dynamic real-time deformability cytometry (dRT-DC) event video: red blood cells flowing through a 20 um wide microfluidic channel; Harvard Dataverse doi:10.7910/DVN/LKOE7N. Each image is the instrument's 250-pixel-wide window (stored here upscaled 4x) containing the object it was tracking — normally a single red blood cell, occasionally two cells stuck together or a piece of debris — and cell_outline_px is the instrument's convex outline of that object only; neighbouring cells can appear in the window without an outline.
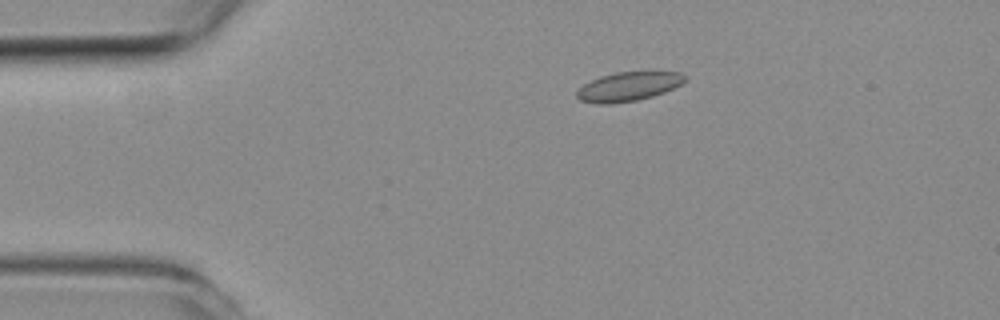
{"species": "common noctule bat (a hibernating species)", "species_latin": "Nyctalus noctula", "temperature_condition": "room temperature", "stored_images_in_passage": 53, "camera_frame_rate_fps": 3000, "um_per_image_px": 0.085, "animal": {"sex": "female", "body_mass_g": 19.3, "forearm_length_mm": 54.1}, "frame": {"image": 1, "passage_image": 11, "time_ms": 3.333, "image_size_px": [1000, 320], "cell_outline_px": [[684, 80], [680, 84], [664, 92], [652, 96], [636, 100], [608, 104], [600, 104], [580, 100], [576, 96], [576, 92], [584, 84], [600, 76], [616, 72], [680, 72], [684, 76]], "centroid_in_image_um": [53.37, 7.36], "position_along_channel_um": 31.6, "area_um2": 17.92}}
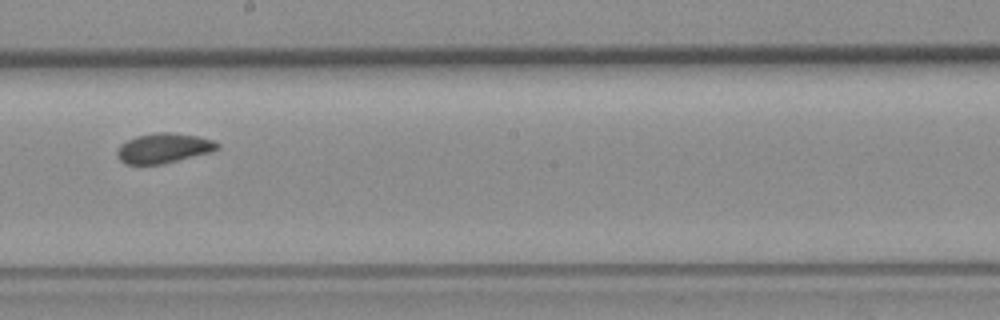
{"frame": {"image": 2, "passage_image": 30, "time_ms": 9.667, "image_size_px": [1000, 320], "cell_outline_px": [[220, 148], [208, 152], [164, 164], [128, 164], [120, 160], [116, 152], [120, 144], [136, 136], [156, 132], [172, 132], [196, 136], [212, 140], [220, 144]], "centroid_in_image_um": [13.89, 12.58], "position_along_channel_um": 234.3, "area_um2": 17.28}}
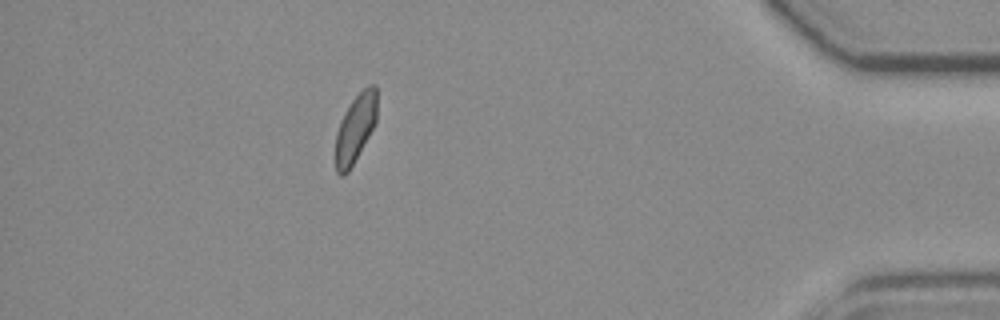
{"frame": {"image": 3, "passage_image": 47, "time_ms": 15.333, "image_size_px": [1000, 320], "cell_outline_px": [[376, 120], [368, 136], [348, 172], [344, 176], [340, 176], [336, 172], [336, 132], [344, 112], [352, 100], [368, 84], [376, 84]], "centroid_in_image_um": [30.19, 10.9], "position_along_channel_um": 405.0, "area_um2": 16.13}, "authors_computed_cell_mechanics": {"area_um2": 17.5134, "velocity_mm_per_s": 3.9533, "shape_relaxation_time_tau1_ms": null, "shape_relaxation_time_tau2_ms": 3.5537, "deformation_change_tau1": null, "deformation_change_tau2": 0.0552}}